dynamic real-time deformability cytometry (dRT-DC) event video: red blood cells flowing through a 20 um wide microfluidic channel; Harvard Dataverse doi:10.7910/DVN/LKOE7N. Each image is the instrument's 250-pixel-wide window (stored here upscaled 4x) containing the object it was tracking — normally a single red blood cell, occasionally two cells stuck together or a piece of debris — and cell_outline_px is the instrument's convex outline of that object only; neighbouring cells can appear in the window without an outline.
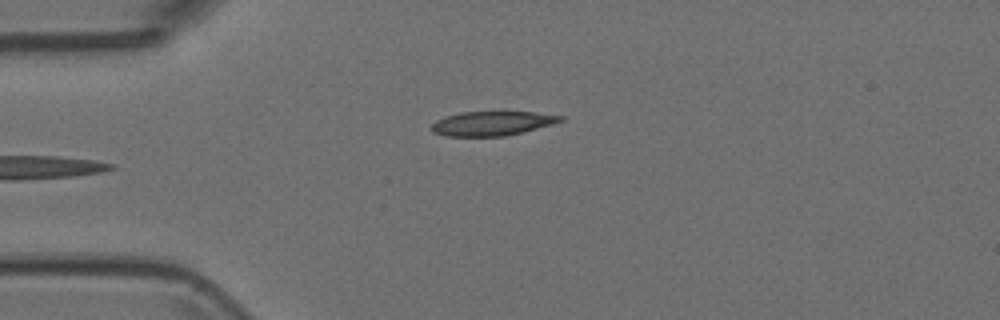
{"species": "Egyptian fruit bat (a non-hibernating species)", "species_latin": "Rousettus aegyptiacus", "temperature_condition": "room temperature", "stored_images_in_passage": 4, "camera_frame_rate_fps": 3000, "um_per_image_px": 0.085, "animal": {"sex": "female"}, "frame": {"image": 1, "passage_image": 4, "time_ms": 1.0, "image_size_px": [1000, 320], "cell_outline_px": [[564, 120], [552, 124], [504, 136], [444, 136], [432, 132], [428, 128], [436, 120], [444, 116], [460, 112], [536, 112], [564, 116]], "centroid_in_image_um": [41.76, 10.48], "position_along_channel_um": 43.2, "area_um2": 18.26}}